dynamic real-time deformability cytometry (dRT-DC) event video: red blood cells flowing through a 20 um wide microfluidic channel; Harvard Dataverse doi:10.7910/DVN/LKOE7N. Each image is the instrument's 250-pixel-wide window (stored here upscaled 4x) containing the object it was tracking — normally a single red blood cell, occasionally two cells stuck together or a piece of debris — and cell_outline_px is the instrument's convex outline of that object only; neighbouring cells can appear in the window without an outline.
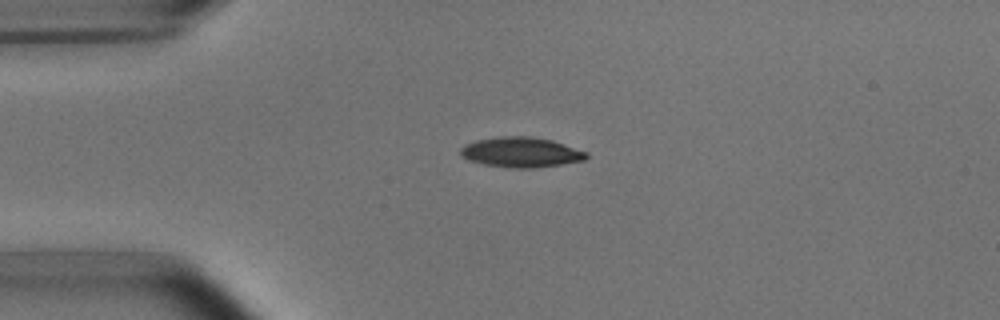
{"species": "common noctule bat (a hibernating species)", "species_latin": "Nyctalus noctula", "temperature_condition": "room temperature", "stored_images_in_passage": 4, "camera_frame_rate_fps": 3000, "um_per_image_px": 0.085, "animal": {"sex": "male", "body_mass_g": 15.6}, "frame": {"image": 1, "passage_image": 3, "time_ms": 2.333, "image_size_px": [1000, 320], "cell_outline_px": [[588, 156], [584, 160], [536, 168], [512, 168], [484, 164], [468, 160], [460, 156], [460, 148], [464, 144], [476, 140], [504, 136], [528, 136], [552, 140], [588, 152]], "centroid_in_image_um": [44.26, 12.94], "position_along_channel_um": 40.7, "area_um2": 22.08}}